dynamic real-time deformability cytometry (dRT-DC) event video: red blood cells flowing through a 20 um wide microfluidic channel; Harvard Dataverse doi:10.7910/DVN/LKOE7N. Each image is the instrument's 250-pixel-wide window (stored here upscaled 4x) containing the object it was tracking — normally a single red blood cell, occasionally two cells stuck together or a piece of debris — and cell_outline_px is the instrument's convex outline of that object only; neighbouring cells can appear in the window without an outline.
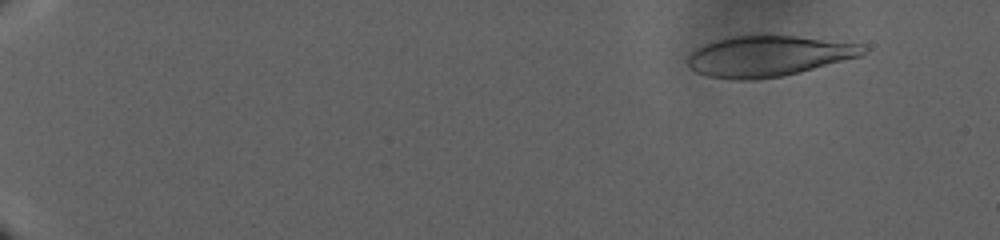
{"species": "human", "species_latin": "Homo sapiens", "temperature_condition": "warm", "stored_images_in_passage": 89, "camera_frame_rate_fps": 3000, "um_per_image_px": 0.085, "donor": {"sex": "male"}, "frame": {"image": 1, "passage_image": 14, "time_ms": 4.333, "image_size_px": [1000, 240], "cell_outline_px": [[868, 52], [860, 56], [784, 76], [756, 80], [732, 80], [708, 76], [696, 72], [688, 68], [688, 56], [696, 48], [704, 44], [720, 40], [740, 36], [796, 36], [864, 44], [868, 48]], "centroid_in_image_um": [65.33, 4.79], "position_along_channel_um": 19.7, "area_um2": 41.44}}
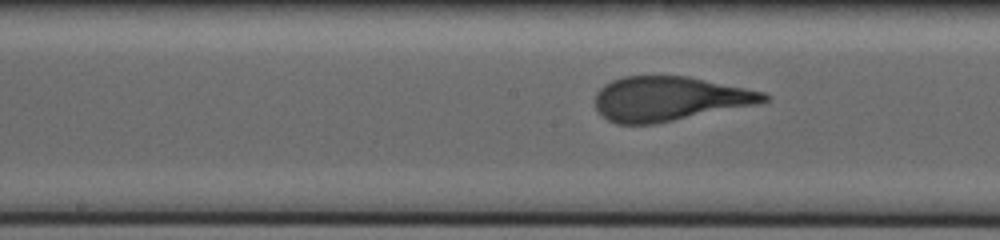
{"frame": {"image": 2, "passage_image": 58, "time_ms": 25.0, "image_size_px": [1000, 240], "cell_outline_px": [[772, 96], [768, 100], [756, 104], [656, 124], [616, 124], [608, 120], [596, 108], [596, 92], [604, 84], [612, 80], [624, 76], [688, 76], [764, 92]], "centroid_in_image_um": [56.88, 8.39], "position_along_channel_um": 191.3, "area_um2": 43.52}}
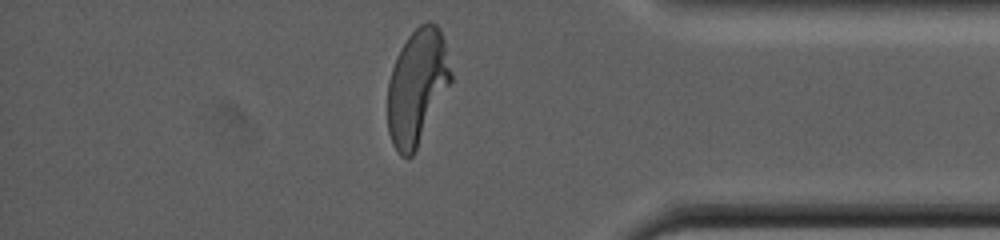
{"frame": {"image": 3, "passage_image": 85, "time_ms": 38.0, "image_size_px": [1000, 240], "cell_outline_px": [[452, 80], [412, 156], [408, 160], [400, 156], [392, 144], [388, 132], [388, 80], [396, 56], [400, 48], [408, 36], [420, 24], [428, 20], [436, 24], [440, 28], [444, 40], [452, 72]], "centroid_in_image_um": [35.44, 7.36], "position_along_channel_um": 399.8, "area_um2": 42.48}}